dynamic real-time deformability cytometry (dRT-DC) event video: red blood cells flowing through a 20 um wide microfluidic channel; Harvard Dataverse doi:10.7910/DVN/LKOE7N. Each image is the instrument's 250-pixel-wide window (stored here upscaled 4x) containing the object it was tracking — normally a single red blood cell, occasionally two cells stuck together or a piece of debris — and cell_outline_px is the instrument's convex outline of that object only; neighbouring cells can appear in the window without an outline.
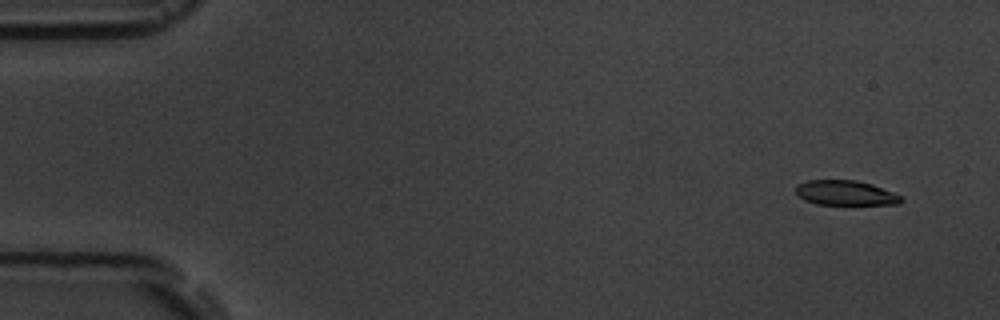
{"species": "common noctule bat (a hibernating species)", "species_latin": "Nyctalus noctula", "temperature_condition": "room temperature", "stored_images_in_passage": 6, "camera_frame_rate_fps": 3000, "um_per_image_px": 0.085, "animal": {"sex": "male", "body_mass_g": 19.5, "forearm_length_mm": 54.6}, "frame": {"image": 1, "passage_image": 2, "time_ms": 1.0, "image_size_px": [1000, 320], "cell_outline_px": [[904, 200], [900, 204], [816, 204], [804, 200], [796, 192], [796, 184], [808, 180], [856, 180], [872, 184], [892, 192], [900, 196]], "centroid_in_image_um": [71.85, 16.39], "position_along_channel_um": 13.1, "area_um2": 15.14}}
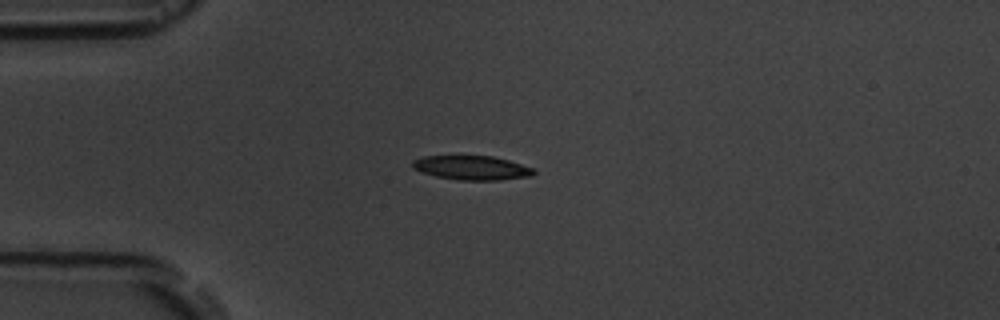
{"frame": {"image": 2, "passage_image": 5, "time_ms": 4.667, "image_size_px": [1000, 320], "cell_outline_px": [[536, 172], [532, 176], [500, 180], [460, 180], [436, 176], [412, 168], [412, 160], [424, 156], [492, 156], [508, 160], [532, 168]], "centroid_in_image_um": [40.1, 14.26], "position_along_channel_um": 44.9, "area_um2": 16.94}}